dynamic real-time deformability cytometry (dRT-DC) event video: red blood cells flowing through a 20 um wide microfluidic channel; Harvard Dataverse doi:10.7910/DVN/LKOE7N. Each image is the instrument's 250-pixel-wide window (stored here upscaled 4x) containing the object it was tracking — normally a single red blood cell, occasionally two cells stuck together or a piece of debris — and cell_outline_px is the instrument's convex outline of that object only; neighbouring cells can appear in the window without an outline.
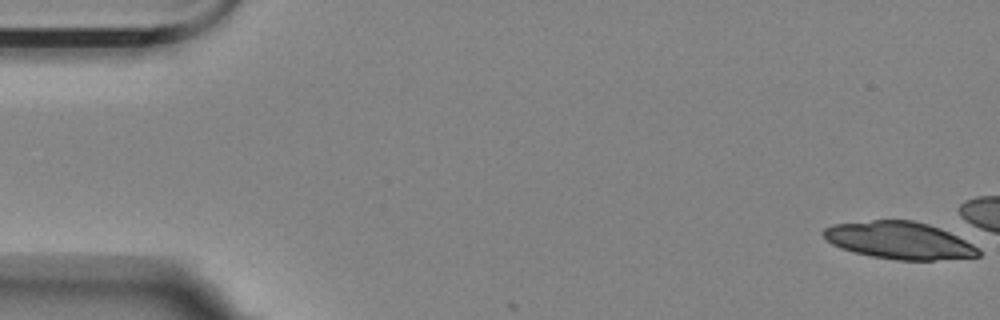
{"species": "Egyptian fruit bat (a non-hibernating species)", "species_latin": "Rousettus aegyptiacus", "temperature_condition": "room temperature", "stored_images_in_passage": 3, "camera_frame_rate_fps": 3000, "um_per_image_px": 0.085, "animal": {"sex": "female"}, "frame": {"image": 1, "passage_image": 1, "time_ms": 0.0, "image_size_px": [1000, 320], "cell_outline_px": [[980, 256], [932, 260], [896, 260], [872, 256], [840, 248], [832, 244], [824, 236], [824, 228], [832, 224], [872, 220], [912, 220], [928, 224], [940, 228], [980, 248]], "centroid_in_image_um": [76.44, 20.43], "position_along_channel_um": 8.6, "area_um2": 33.35}}